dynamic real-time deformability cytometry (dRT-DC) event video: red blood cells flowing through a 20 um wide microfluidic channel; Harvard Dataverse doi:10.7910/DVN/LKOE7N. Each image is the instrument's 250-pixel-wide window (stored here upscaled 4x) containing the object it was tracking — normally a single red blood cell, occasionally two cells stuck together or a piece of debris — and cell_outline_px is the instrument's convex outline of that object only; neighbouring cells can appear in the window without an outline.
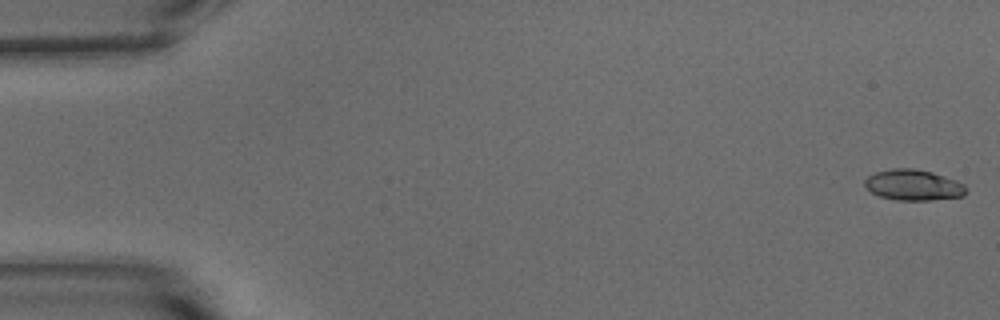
{"species": "common noctule bat (a hibernating species)", "species_latin": "Nyctalus noctula", "temperature_condition": "warm", "stored_images_in_passage": 54, "camera_frame_rate_fps": 3000, "um_per_image_px": 0.085, "animal": {"sex": "male", "body_mass_g": 15.6}, "frame": {"image": 1, "passage_image": 1, "time_ms": 0.0, "image_size_px": [1000, 320], "cell_outline_px": [[968, 192], [964, 196], [928, 200], [896, 200], [880, 196], [872, 192], [864, 184], [864, 180], [868, 176], [876, 172], [892, 168], [912, 168], [932, 172], [956, 180], [964, 184], [968, 188]], "centroid_in_image_um": [77.67, 15.72], "position_along_channel_um": 7.3, "area_um2": 18.21}}
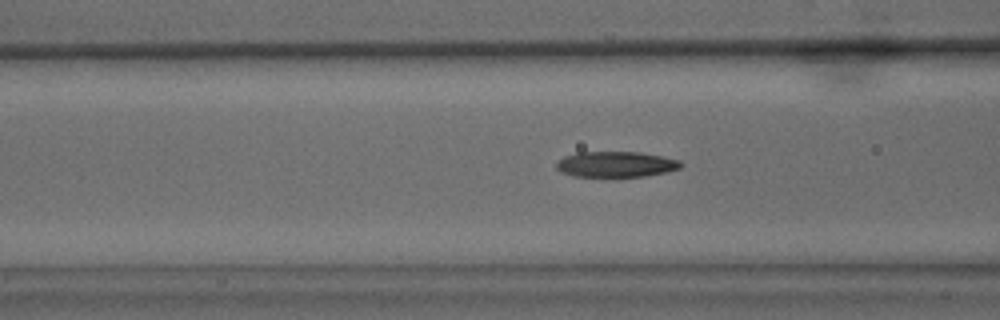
{"frame": {"image": 2, "passage_image": 21, "time_ms": 6.667, "image_size_px": [1000, 320], "cell_outline_px": [[684, 164], [680, 168], [664, 172], [644, 176], [616, 180], [572, 176], [560, 172], [556, 168], [556, 164], [564, 156], [580, 152], [640, 152], [680, 160]], "centroid_in_image_um": [52.32, 14.02], "position_along_channel_um": 114.3, "area_um2": 19.48}}
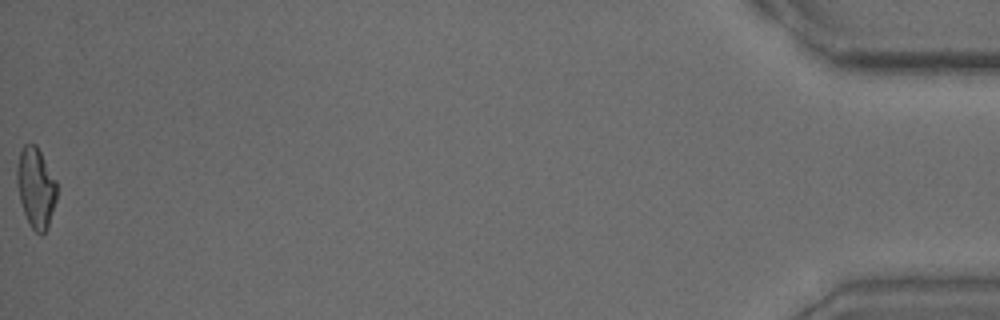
{"frame": {"image": 3, "passage_image": 54, "time_ms": 17.667, "image_size_px": [1000, 320], "cell_outline_px": [[56, 200], [48, 228], [40, 236], [28, 224], [20, 200], [16, 180], [16, 168], [20, 152], [24, 144], [36, 144], [56, 180]], "centroid_in_image_um": [3.04, 15.97], "position_along_channel_um": 432.2, "area_um2": 18.67}, "authors_computed_cell_mechanics": {"area_um2": 18.8717, "velocity_mm_per_s": 3.7824, "shape_relaxation_time_tau1_ms": 4.0178, "shape_relaxation_time_tau2_ms": 2.6661, "deformation_change_tau1": 0.1639, "deformation_change_tau2": 0.114}}